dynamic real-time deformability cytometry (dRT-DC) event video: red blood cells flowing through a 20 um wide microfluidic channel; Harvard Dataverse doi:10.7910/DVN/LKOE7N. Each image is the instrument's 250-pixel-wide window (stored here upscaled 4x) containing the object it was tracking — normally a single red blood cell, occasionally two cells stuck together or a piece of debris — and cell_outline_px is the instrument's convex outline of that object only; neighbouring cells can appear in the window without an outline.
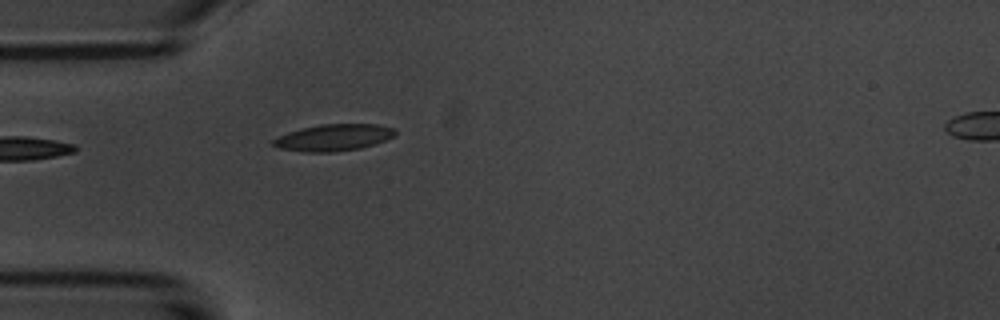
{"species": "common noctule bat (a hibernating species)", "species_latin": "Nyctalus noctula", "temperature_condition": "room temperature", "stored_images_in_passage": 2, "camera_frame_rate_fps": 3000, "um_per_image_px": 0.085, "animal": {"sex": "male", "body_mass_g": 20.1, "forearm_length_mm": 53.5}, "frame": {"image": 1, "passage_image": 1, "time_ms": 0.0, "image_size_px": [1000, 320], "cell_outline_px": [[396, 136], [360, 148], [332, 152], [304, 152], [280, 148], [272, 144], [272, 140], [288, 132], [300, 128], [320, 124], [376, 124], [396, 128]], "centroid_in_image_um": [28.37, 11.68], "position_along_channel_um": 56.6, "area_um2": 18.9}}